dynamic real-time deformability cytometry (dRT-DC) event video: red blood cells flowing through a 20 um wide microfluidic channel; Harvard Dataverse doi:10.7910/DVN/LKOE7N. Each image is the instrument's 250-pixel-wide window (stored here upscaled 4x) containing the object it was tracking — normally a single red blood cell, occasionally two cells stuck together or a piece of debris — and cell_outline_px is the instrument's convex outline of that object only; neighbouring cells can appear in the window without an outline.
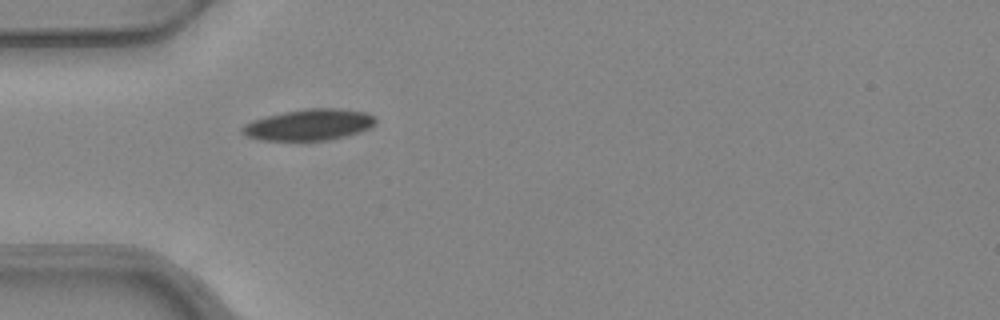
{"species": "common noctule bat (a hibernating species)", "species_latin": "Nyctalus noctula", "temperature_condition": "warm", "stored_images_in_passage": 1, "camera_frame_rate_fps": 3000, "um_per_image_px": 0.085, "animal": {"sex": "female", "body_mass_g": 24.6, "forearm_length_mm": 56.2}, "frame": {"image": 1, "passage_image": 1, "time_ms": 0.0, "image_size_px": [1000, 320], "cell_outline_px": [[376, 120], [368, 128], [344, 136], [328, 140], [260, 140], [248, 136], [240, 132], [240, 128], [244, 124], [252, 120], [264, 116], [284, 112], [308, 108], [332, 108], [364, 112], [372, 116]], "centroid_in_image_um": [26.17, 10.6], "position_along_channel_um": 58.8, "area_um2": 23.87}}